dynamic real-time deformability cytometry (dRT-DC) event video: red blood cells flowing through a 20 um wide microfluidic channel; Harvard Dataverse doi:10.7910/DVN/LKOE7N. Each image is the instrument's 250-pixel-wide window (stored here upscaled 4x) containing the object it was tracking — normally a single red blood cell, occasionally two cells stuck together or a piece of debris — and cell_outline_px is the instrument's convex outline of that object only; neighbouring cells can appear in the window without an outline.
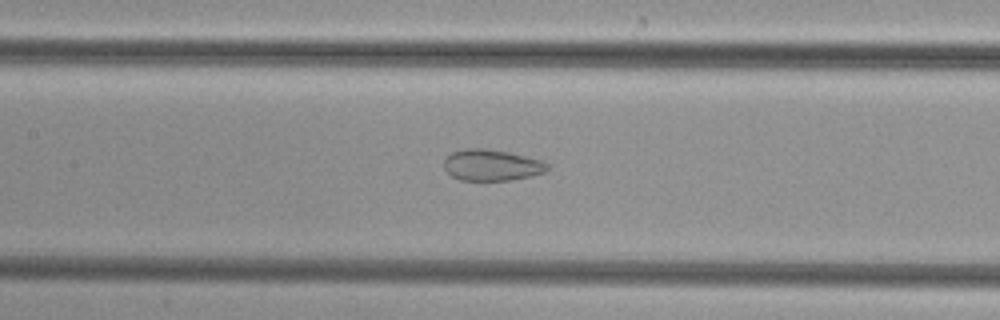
{"species": "common noctule bat (a hibernating species)", "species_latin": "Nyctalus noctula", "temperature_condition": "cold", "stored_images_in_passage": 48, "camera_frame_rate_fps": 3000, "um_per_image_px": 0.085, "animal": {"sex": "female", "body_mass_g": 29.2, "forearm_length_mm": 56.3}, "frame": {"image": 1, "passage_image": 22, "time_ms": 7.0, "image_size_px": [1000, 320], "cell_outline_px": [[548, 168], [544, 172], [512, 180], [460, 180], [452, 176], [444, 168], [444, 160], [452, 152], [464, 148], [484, 148], [508, 152], [540, 160], [548, 164]], "centroid_in_image_um": [41.75, 14.03], "position_along_channel_um": 165.6, "area_um2": 18.61}}
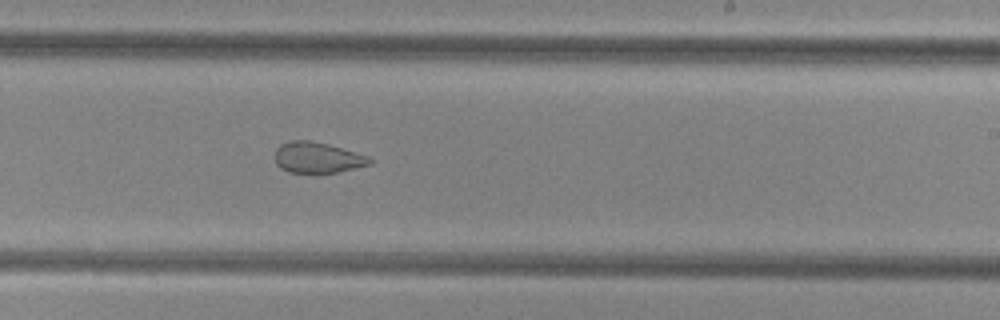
{"frame": {"image": 2, "passage_image": 29, "time_ms": 9.333, "image_size_px": [1000, 320], "cell_outline_px": [[376, 160], [372, 164], [336, 172], [288, 172], [280, 168], [276, 164], [276, 148], [280, 144], [292, 140], [312, 140], [328, 144], [368, 156]], "centroid_in_image_um": [27.0, 13.38], "position_along_channel_um": 262.0, "area_um2": 16.99}}
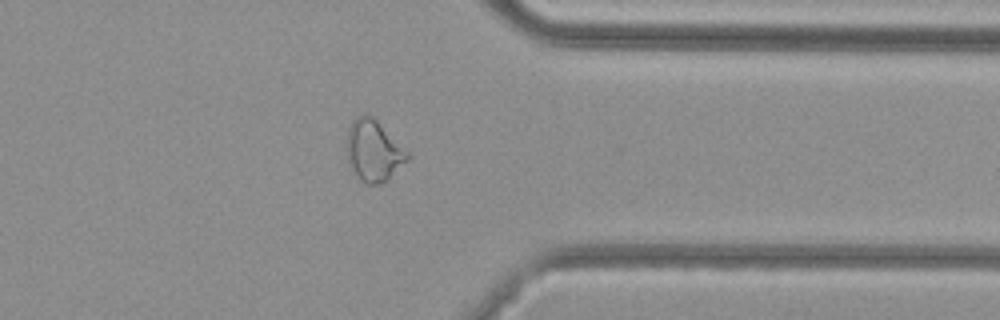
{"frame": {"image": 3, "passage_image": 38, "time_ms": 12.333, "image_size_px": [1000, 320], "cell_outline_px": [[412, 156], [388, 180], [380, 184], [368, 184], [360, 180], [352, 168], [344, 148], [344, 144], [348, 128], [352, 120], [356, 116], [364, 112], [372, 116]], "centroid_in_image_um": [31.72, 12.79], "position_along_channel_um": 379.7, "area_um2": 21.91}}